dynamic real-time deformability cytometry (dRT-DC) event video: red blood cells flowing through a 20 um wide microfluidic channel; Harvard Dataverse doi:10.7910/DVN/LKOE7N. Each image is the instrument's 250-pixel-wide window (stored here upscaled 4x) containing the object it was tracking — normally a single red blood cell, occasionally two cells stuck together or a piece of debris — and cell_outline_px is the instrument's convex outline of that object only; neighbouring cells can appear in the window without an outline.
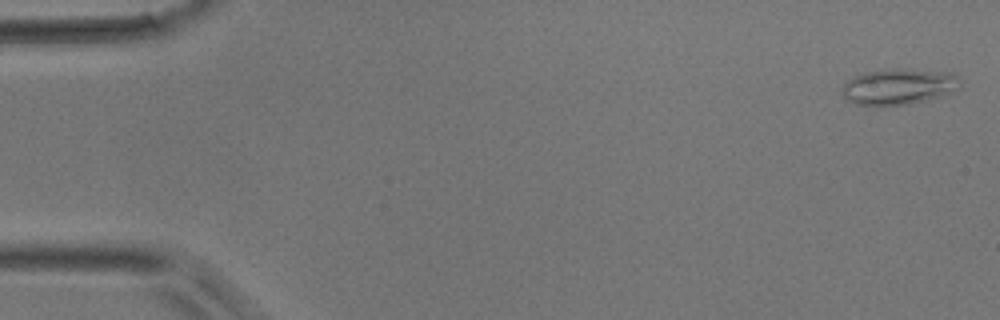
{"species": "common noctule bat (a hibernating species)", "species_latin": "Nyctalus noctula", "temperature_condition": "room temperature", "stored_images_in_passage": 48, "camera_frame_rate_fps": 3000, "um_per_image_px": 0.085, "animal": {"sex": "male", "body_mass_g": 17.9}, "frame": {"image": 1, "passage_image": 1, "time_ms": 0.0, "image_size_px": [1000, 320], "cell_outline_px": [[960, 84], [956, 88], [940, 96], [928, 100], [908, 104], [856, 104], [848, 100], [840, 92], [840, 88], [852, 76], [868, 72], [900, 68], [952, 72], [960, 80]], "centroid_in_image_um": [76.37, 7.34], "position_along_channel_um": 8.6, "area_um2": 24.33}}
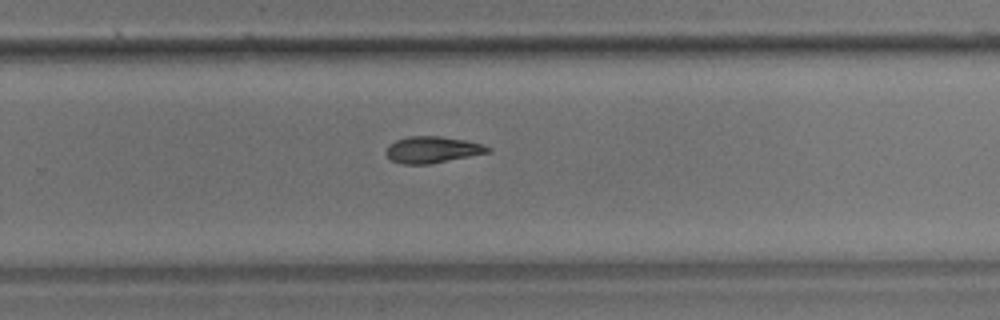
{"frame": {"image": 2, "passage_image": 31, "time_ms": 10.0, "image_size_px": [1000, 320], "cell_outline_px": [[492, 148], [488, 152], [428, 164], [400, 164], [392, 160], [384, 152], [388, 144], [396, 140], [408, 136], [440, 136], [464, 140], [484, 144]], "centroid_in_image_um": [36.7, 12.71], "position_along_channel_um": 293.1, "area_um2": 15.61}}
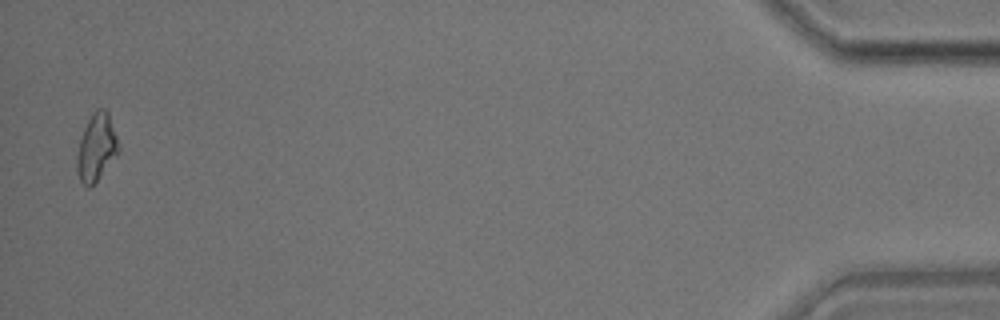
{"frame": {"image": 3, "passage_image": 47, "time_ms": 15.333, "image_size_px": [1000, 320], "cell_outline_px": [[120, 152], [96, 180], [88, 188], [80, 180], [76, 172], [76, 160], [80, 140], [84, 128], [92, 112], [96, 108], [104, 108], [108, 112], [120, 148]], "centroid_in_image_um": [8.19, 12.51], "position_along_channel_um": 427.0, "area_um2": 16.13}}